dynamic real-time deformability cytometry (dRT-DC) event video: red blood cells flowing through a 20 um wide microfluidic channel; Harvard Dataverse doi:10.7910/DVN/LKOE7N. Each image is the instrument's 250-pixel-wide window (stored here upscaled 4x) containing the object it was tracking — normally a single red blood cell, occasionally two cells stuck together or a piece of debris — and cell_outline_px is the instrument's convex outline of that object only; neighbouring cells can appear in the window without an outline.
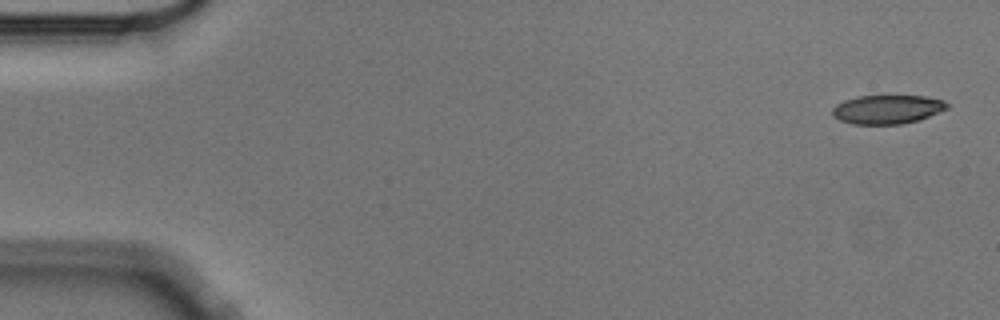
{"species": "Egyptian fruit bat (a non-hibernating species)", "species_latin": "Rousettus aegyptiacus", "temperature_condition": "cold", "stored_images_in_passage": 4, "camera_frame_rate_fps": 3000, "um_per_image_px": 0.085, "animal": {"sex": "male"}, "frame": {"image": 1, "passage_image": 1, "time_ms": 0.0, "image_size_px": [1000, 320], "cell_outline_px": [[948, 108], [940, 112], [916, 120], [900, 124], [852, 124], [840, 120], [832, 116], [832, 108], [836, 104], [844, 100], [856, 96], [924, 96], [944, 100], [948, 104]], "centroid_in_image_um": [75.39, 9.29], "position_along_channel_um": 9.6, "area_um2": 19.25}}
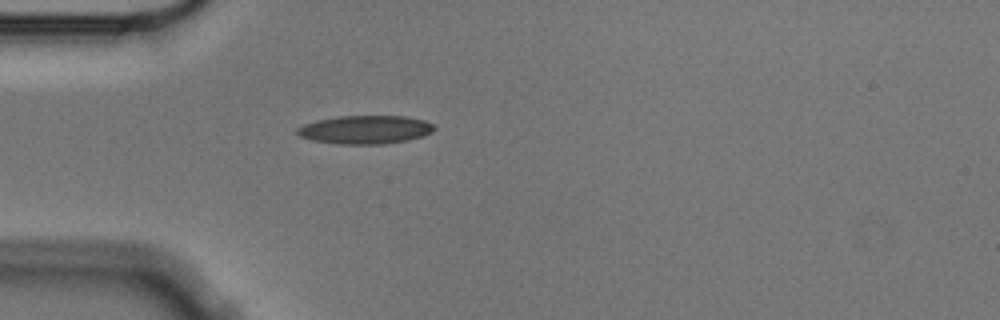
{"frame": {"image": 2, "passage_image": 4, "time_ms": 1.0, "image_size_px": [1000, 320], "cell_outline_px": [[436, 128], [432, 132], [424, 136], [408, 140], [380, 144], [340, 144], [312, 140], [300, 136], [296, 132], [296, 128], [304, 124], [316, 120], [336, 116], [404, 116], [424, 120], [432, 124]], "centroid_in_image_um": [31.04, 11.01], "position_along_channel_um": 54.0, "area_um2": 22.72}}